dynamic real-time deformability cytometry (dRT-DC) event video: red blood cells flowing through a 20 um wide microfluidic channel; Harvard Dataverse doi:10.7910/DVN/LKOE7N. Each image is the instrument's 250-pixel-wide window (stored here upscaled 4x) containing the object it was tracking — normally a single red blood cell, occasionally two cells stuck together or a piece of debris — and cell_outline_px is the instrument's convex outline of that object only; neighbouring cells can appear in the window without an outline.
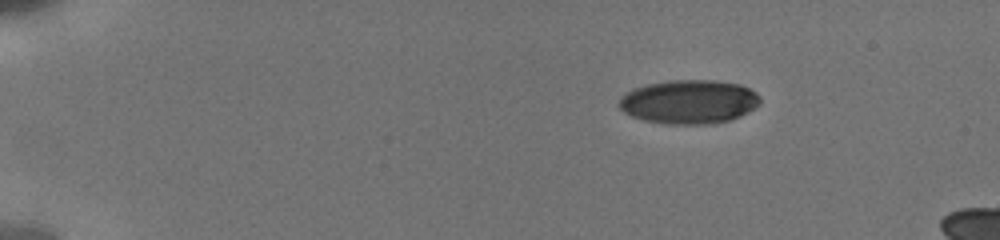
{"species": "human", "species_latin": "Homo sapiens", "temperature_condition": "cold", "stored_images_in_passage": 57, "camera_frame_rate_fps": 3000, "um_per_image_px": 0.085, "donor": {"sex": "male"}, "frame": {"image": 1, "passage_image": 1, "time_ms": 0.0, "image_size_px": [1000, 240], "cell_outline_px": [[760, 104], [748, 112], [732, 120], [712, 124], [664, 124], [644, 120], [632, 116], [624, 112], [616, 104], [620, 96], [632, 88], [648, 84], [668, 80], [716, 80], [740, 84], [756, 92], [760, 96]], "centroid_in_image_um": [58.55, 8.65], "position_along_channel_um": 26.4, "area_um2": 36.59}}
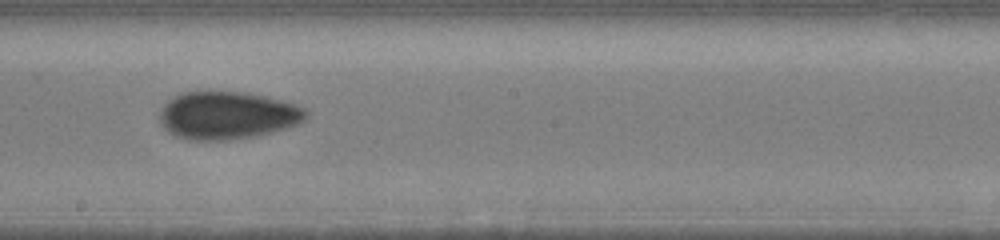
{"frame": {"image": 2, "passage_image": 26, "time_ms": 8.0, "image_size_px": [1000, 240], "cell_outline_px": [[308, 116], [304, 120], [296, 124], [272, 132], [256, 136], [228, 140], [188, 140], [176, 136], [168, 132], [164, 128], [160, 120], [160, 112], [164, 104], [168, 100], [184, 92], [244, 92], [264, 96], [296, 104], [308, 108]], "centroid_in_image_um": [19.34, 9.81], "position_along_channel_um": 228.9, "area_um2": 40.63}}
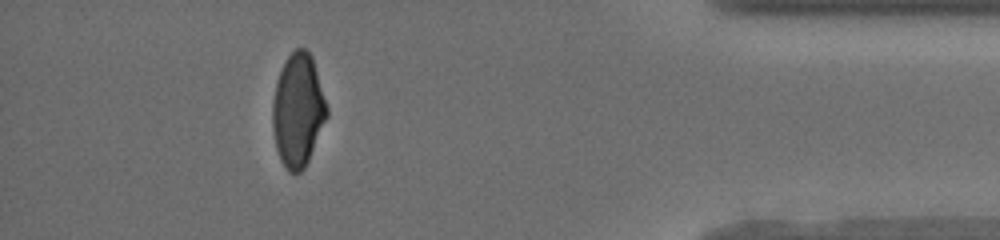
{"frame": {"image": 3, "passage_image": 50, "time_ms": 13.667, "image_size_px": [1000, 240], "cell_outline_px": [[328, 116], [308, 160], [304, 168], [300, 172], [288, 172], [280, 160], [276, 148], [272, 128], [272, 104], [276, 80], [288, 56], [296, 48], [304, 48], [312, 56], [328, 108]], "centroid_in_image_um": [25.32, 9.38], "position_along_channel_um": 409.9, "area_um2": 35.72}, "authors_computed_cell_mechanics": {"area_um2": 38.2058, "velocity_mm_per_s": 3.8584, "shape_relaxation_time_tau1_ms": 6.3043, "shape_relaxation_time_tau2_ms": 1.6882, "deformation_change_tau1": 0.1604, "deformation_change_tau2": 0.0668}}